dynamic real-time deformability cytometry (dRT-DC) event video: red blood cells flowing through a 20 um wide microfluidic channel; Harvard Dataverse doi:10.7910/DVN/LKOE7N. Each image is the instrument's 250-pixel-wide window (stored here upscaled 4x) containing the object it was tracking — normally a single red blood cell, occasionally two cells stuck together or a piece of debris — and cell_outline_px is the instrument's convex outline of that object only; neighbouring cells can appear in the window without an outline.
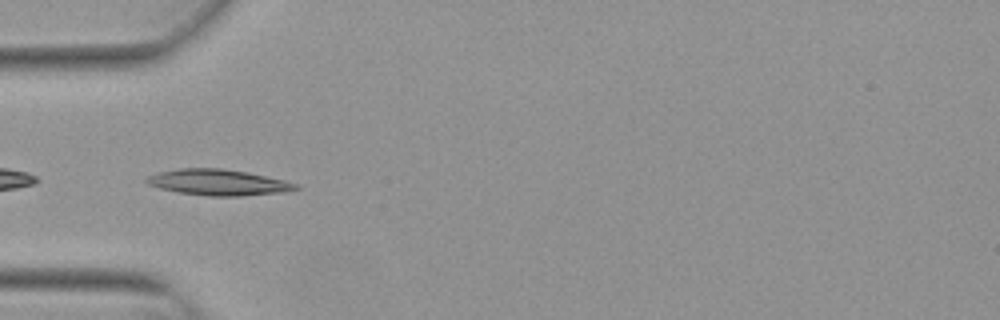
{"species": "Egyptian fruit bat (a non-hibernating species)", "species_latin": "Rousettus aegyptiacus", "temperature_condition": "warm", "stored_images_in_passage": 34, "camera_frame_rate_fps": 3000, "um_per_image_px": 0.085, "animal": {"sex": "female"}, "frame": {"image": 1, "passage_image": 1, "time_ms": 0.0, "image_size_px": [1000, 320], "cell_outline_px": [[300, 188], [284, 192], [240, 196], [208, 196], [176, 192], [160, 188], [148, 184], [144, 180], [148, 176], [160, 172], [180, 168], [220, 168], [248, 172], [284, 180], [296, 184]], "centroid_in_image_um": [18.54, 15.5], "position_along_channel_um": 66.5, "area_um2": 22.48}}
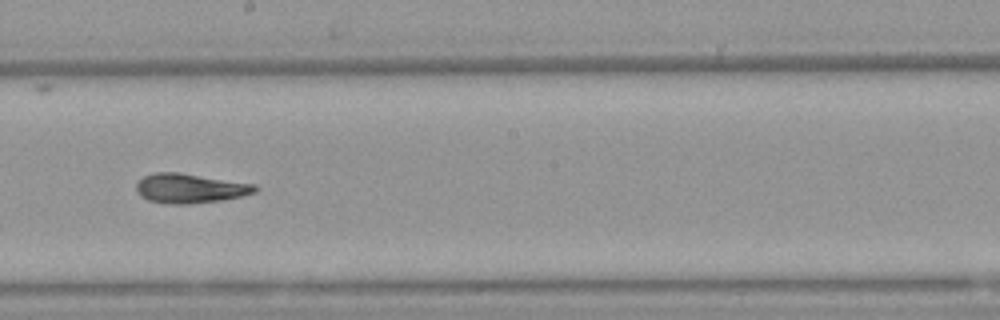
{"frame": {"image": 2, "passage_image": 14, "time_ms": 4.333, "image_size_px": [1000, 320], "cell_outline_px": [[260, 188], [256, 192], [240, 196], [220, 200], [188, 204], [172, 204], [148, 200], [140, 196], [136, 188], [136, 184], [144, 176], [156, 172], [180, 172], [256, 184]], "centroid_in_image_um": [16.17, 16.0], "position_along_channel_um": 232.0, "area_um2": 20.4}}
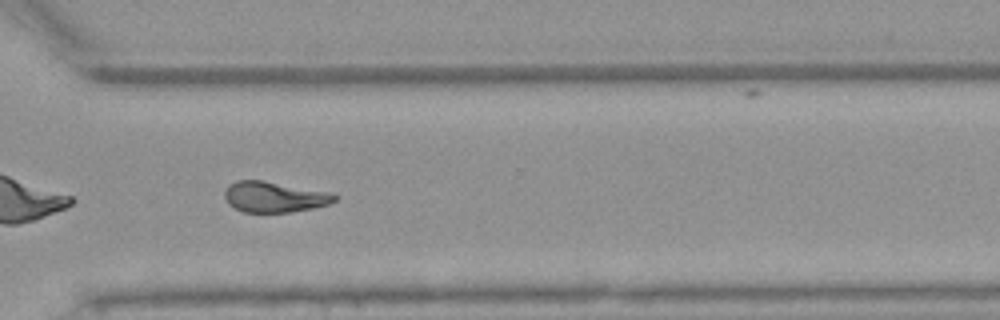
{"frame": {"image": 3, "passage_image": 23, "time_ms": 7.333, "image_size_px": [1000, 320], "cell_outline_px": [[340, 196], [336, 200], [328, 204], [312, 208], [292, 212], [244, 212], [228, 204], [224, 196], [224, 192], [228, 184], [236, 180], [260, 180], [332, 192]], "centroid_in_image_um": [23.33, 16.73], "position_along_channel_um": 347.3, "area_um2": 19.77}, "authors_computed_cell_mechanics": {"area_um2": 19.7387, "velocity_mm_per_s": 3.8397, "shape_relaxation_time_tau1_ms": 9.6165, "shape_relaxation_time_tau2_ms": 4.0333, "deformation_change_tau1": 0.2759, "deformation_change_tau2": 0.1198}}